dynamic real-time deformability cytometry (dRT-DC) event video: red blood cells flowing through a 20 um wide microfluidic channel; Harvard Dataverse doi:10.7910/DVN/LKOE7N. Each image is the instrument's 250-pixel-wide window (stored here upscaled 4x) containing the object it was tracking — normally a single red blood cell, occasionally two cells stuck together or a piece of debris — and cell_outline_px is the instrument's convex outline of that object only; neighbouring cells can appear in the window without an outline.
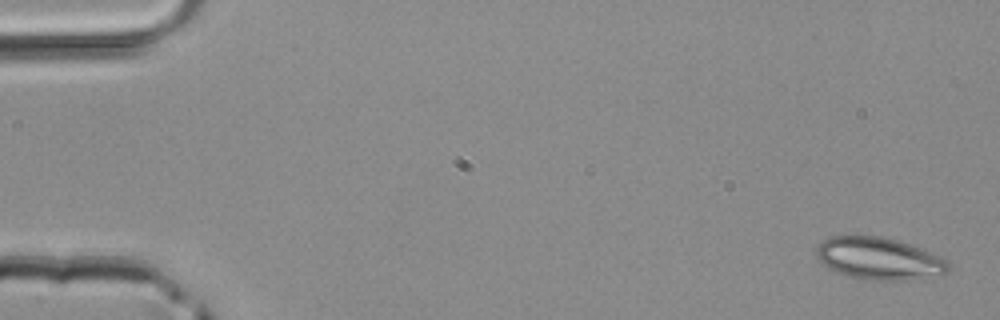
{"species": "common noctule bat (a hibernating species)", "species_latin": "Nyctalus noctula", "temperature_condition": "room temperature", "stored_images_in_passage": 4, "camera_frame_rate_fps": 3000, "um_per_image_px": 0.085, "animal": {"sex": "male", "body_mass_g": 20.4}, "frame": {"image": 1, "passage_image": 1, "time_ms": 0.0, "image_size_px": [1000, 320], "cell_outline_px": [[948, 272], [940, 276], [908, 280], [864, 280], [836, 272], [828, 268], [816, 256], [816, 248], [824, 240], [832, 236], [880, 236], [900, 240], [940, 256], [948, 260]], "centroid_in_image_um": [74.75, 21.99], "position_along_channel_um": 10.2, "area_um2": 32.6}}